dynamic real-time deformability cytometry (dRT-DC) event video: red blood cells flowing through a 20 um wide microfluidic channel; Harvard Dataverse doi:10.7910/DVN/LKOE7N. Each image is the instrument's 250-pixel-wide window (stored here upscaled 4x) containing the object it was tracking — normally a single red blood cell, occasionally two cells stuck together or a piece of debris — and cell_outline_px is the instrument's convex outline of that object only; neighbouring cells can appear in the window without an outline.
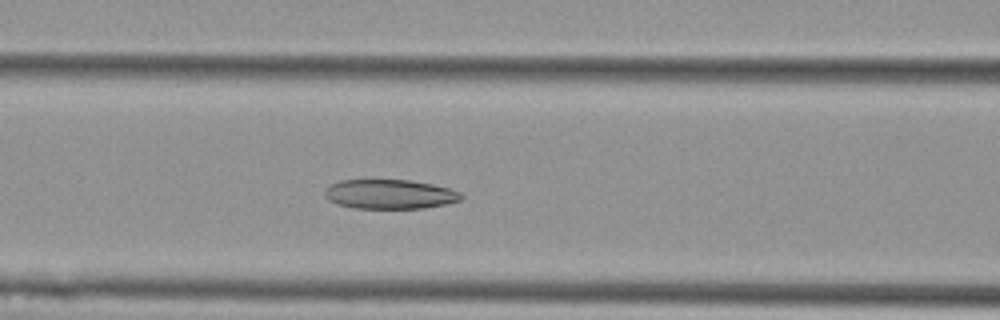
{"species": "Egyptian fruit bat (a non-hibernating species)", "species_latin": "Rousettus aegyptiacus", "temperature_condition": "cold", "stored_images_in_passage": 53, "camera_frame_rate_fps": 3000, "um_per_image_px": 0.085, "animal": {"sex": "female"}, "frame": {"image": 1, "passage_image": 22, "time_ms": 7.0, "image_size_px": [1000, 320], "cell_outline_px": [[464, 196], [460, 200], [444, 204], [424, 208], [352, 208], [336, 204], [328, 200], [324, 196], [324, 192], [332, 184], [340, 180], [408, 180], [432, 184], [448, 188], [460, 192]], "centroid_in_image_um": [33.11, 16.51], "position_along_channel_um": 133.5, "area_um2": 23.29}}
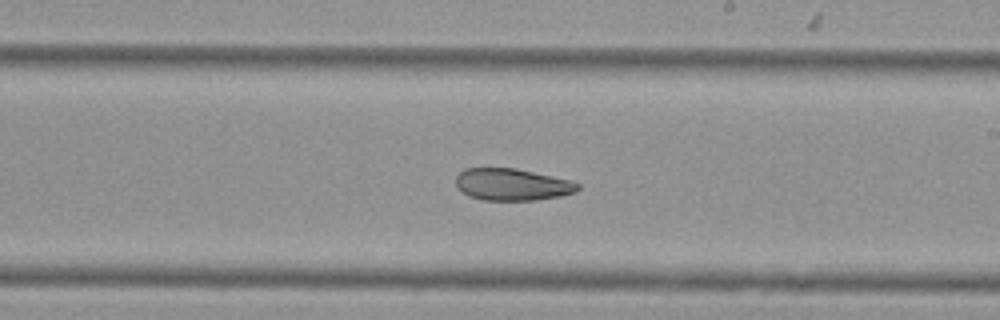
{"frame": {"image": 2, "passage_image": 31, "time_ms": 10.0, "image_size_px": [1000, 320], "cell_outline_px": [[580, 188], [576, 192], [560, 196], [536, 200], [484, 200], [468, 196], [456, 184], [456, 176], [464, 168], [516, 168], [572, 180], [580, 184]], "centroid_in_image_um": [43.57, 15.68], "position_along_channel_um": 245.4, "area_um2": 22.77}}
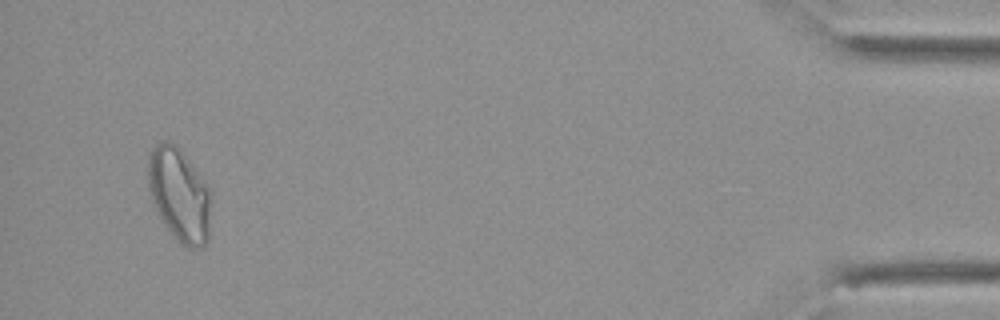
{"frame": {"image": 3, "passage_image": 51, "time_ms": 16.667, "image_size_px": [1000, 320], "cell_outline_px": [[212, 192], [208, 240], [204, 244], [196, 248], [188, 248], [180, 244], [160, 220], [152, 200], [148, 188], [148, 152], [156, 144], [164, 140], [168, 140], [176, 144], [180, 148], [208, 184]], "centroid_in_image_um": [15.25, 16.53], "position_along_channel_um": 420.0, "area_um2": 35.03}, "authors_computed_cell_mechanics": {"area_um2": 28.4376, "velocity_mm_per_s": 3.7549, "shape_relaxation_time_tau1_ms": 10.4704, "shape_relaxation_time_tau2_ms": 3.7012, "deformation_change_tau1": 0.2026, "deformation_change_tau2": 0.097}}